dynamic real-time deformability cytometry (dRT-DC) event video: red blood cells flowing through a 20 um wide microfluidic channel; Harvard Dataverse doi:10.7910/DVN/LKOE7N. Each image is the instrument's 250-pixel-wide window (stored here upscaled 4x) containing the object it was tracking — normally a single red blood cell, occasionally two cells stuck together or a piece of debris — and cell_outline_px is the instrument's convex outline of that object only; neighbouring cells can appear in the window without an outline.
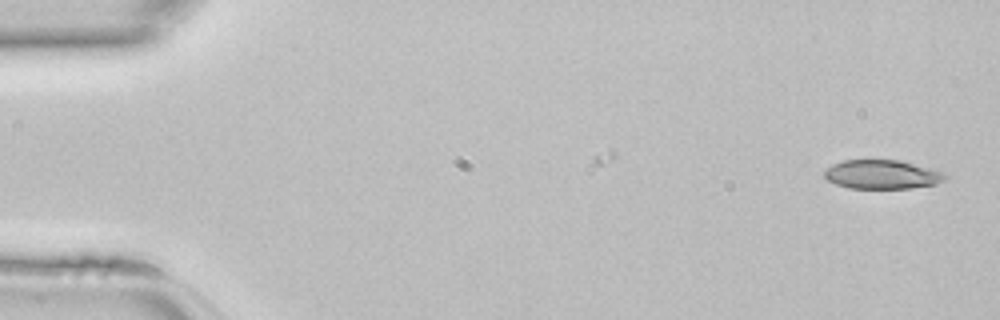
{"species": "common noctule bat (a hibernating species)", "species_latin": "Nyctalus noctula", "temperature_condition": "room temperature", "stored_images_in_passage": 38, "camera_frame_rate_fps": 3000, "um_per_image_px": 0.085, "animal": {"sex": "female", "body_mass_g": 22.7, "forearm_length_mm": 54.2}, "frame": {"image": 1, "passage_image": 1, "time_ms": 0.0, "image_size_px": [1000, 320], "cell_outline_px": [[944, 180], [936, 184], [908, 188], [848, 188], [836, 184], [828, 180], [824, 176], [824, 172], [832, 164], [844, 160], [900, 160], [936, 168], [944, 172]], "centroid_in_image_um": [75.0, 14.82], "position_along_channel_um": 10.0, "area_um2": 20.46}}
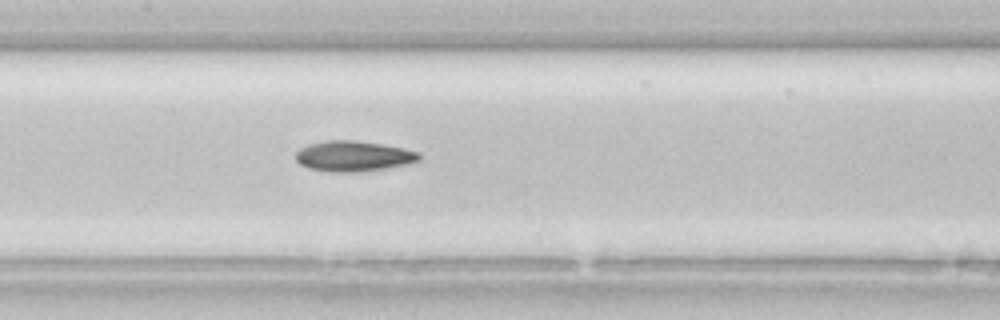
{"frame": {"image": 2, "passage_image": 21, "time_ms": 6.667, "image_size_px": [1000, 320], "cell_outline_px": [[420, 160], [416, 164], [356, 172], [332, 172], [308, 168], [300, 164], [296, 160], [296, 152], [300, 148], [308, 144], [328, 140], [356, 140], [384, 144], [404, 148], [420, 152]], "centroid_in_image_um": [30.1, 13.27], "position_along_channel_um": 177.3, "area_um2": 22.31}}
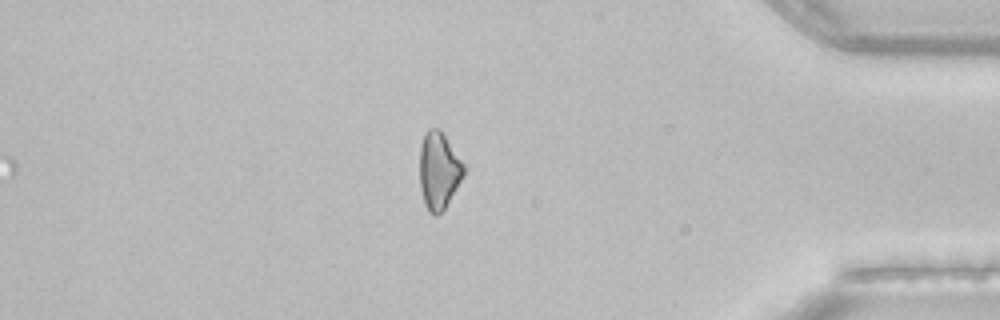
{"frame": {"image": 3, "passage_image": 38, "time_ms": 12.333, "image_size_px": [1000, 320], "cell_outline_px": [[464, 176], [444, 208], [436, 216], [432, 216], [428, 212], [424, 204], [420, 188], [420, 144], [428, 128], [440, 128], [464, 164]], "centroid_in_image_um": [37.28, 14.5], "position_along_channel_um": 397.9, "area_um2": 19.83}}